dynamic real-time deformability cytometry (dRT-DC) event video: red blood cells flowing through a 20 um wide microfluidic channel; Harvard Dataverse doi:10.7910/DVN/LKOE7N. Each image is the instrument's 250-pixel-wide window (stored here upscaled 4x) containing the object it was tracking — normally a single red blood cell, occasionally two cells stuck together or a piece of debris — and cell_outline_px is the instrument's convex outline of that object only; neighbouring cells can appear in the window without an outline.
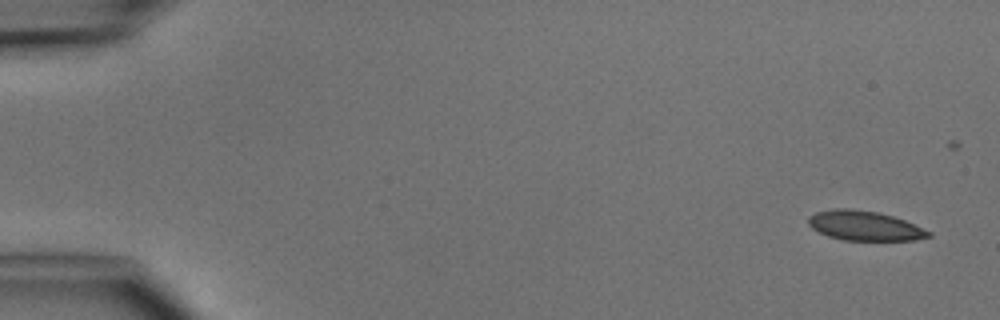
{"species": "common noctule bat (a hibernating species)", "species_latin": "Nyctalus noctula", "temperature_condition": "cold", "stored_images_in_passage": 7, "camera_frame_rate_fps": 3000, "um_per_image_px": 0.085, "animal": {"sex": "male", "body_mass_g": 15.6}, "frame": {"image": 1, "passage_image": 1, "time_ms": 0.0, "image_size_px": [1000, 320], "cell_outline_px": [[932, 236], [912, 240], [844, 240], [828, 236], [812, 228], [808, 224], [808, 216], [816, 212], [836, 208], [848, 208], [876, 212], [892, 216], [904, 220], [932, 232]], "centroid_in_image_um": [73.47, 19.19], "position_along_channel_um": 11.5, "area_um2": 20.58}}
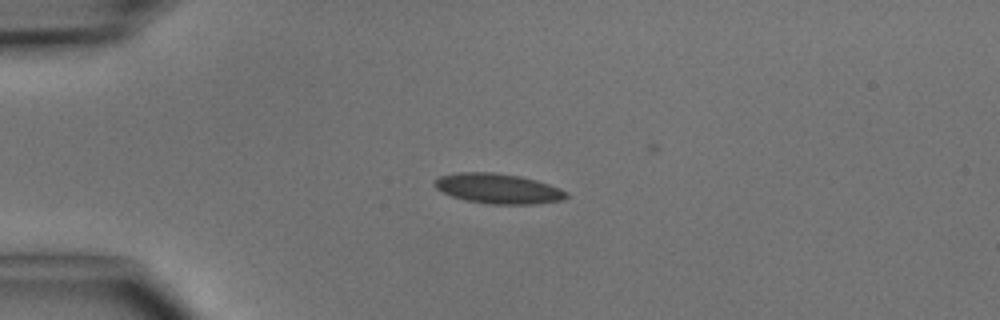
{"frame": {"image": 2, "passage_image": 4, "time_ms": 3.333, "image_size_px": [1000, 320], "cell_outline_px": [[568, 196], [560, 200], [536, 204], [488, 204], [464, 200], [452, 196], [436, 188], [432, 184], [440, 176], [456, 172], [492, 172], [520, 176], [536, 180], [560, 188], [568, 192]], "centroid_in_image_um": [42.33, 16.03], "position_along_channel_um": 42.7, "area_um2": 23.06}}